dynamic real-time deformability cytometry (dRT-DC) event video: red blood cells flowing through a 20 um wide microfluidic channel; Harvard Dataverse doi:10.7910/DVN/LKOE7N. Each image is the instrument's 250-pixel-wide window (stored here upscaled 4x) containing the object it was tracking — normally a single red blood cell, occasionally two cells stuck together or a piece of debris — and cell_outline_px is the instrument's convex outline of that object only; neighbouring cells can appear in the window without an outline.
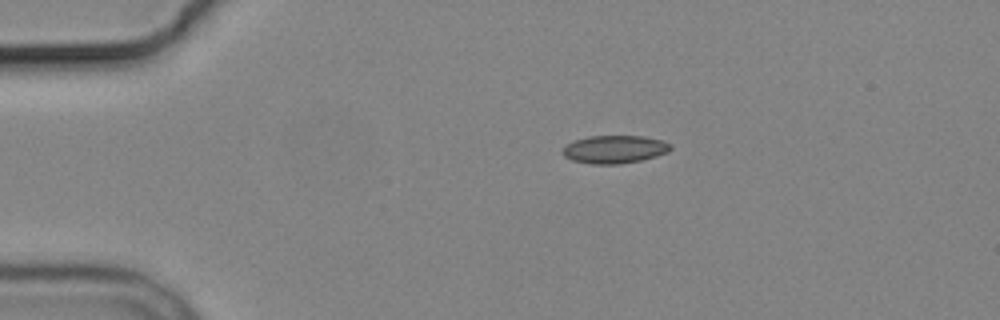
{"species": "common noctule bat (a hibernating species)", "species_latin": "Nyctalus noctula", "temperature_condition": "cold", "stored_images_in_passage": 5, "camera_frame_rate_fps": 3000, "um_per_image_px": 0.085, "animal": {"sex": "male", "body_mass_g": 19.2, "forearm_length_mm": 51.8}, "frame": {"image": 1, "passage_image": 1, "time_ms": 0.0, "image_size_px": [1000, 320], "cell_outline_px": [[672, 148], [668, 152], [656, 156], [640, 160], [620, 164], [592, 164], [572, 160], [564, 156], [560, 152], [564, 144], [572, 140], [588, 136], [644, 136], [664, 140], [672, 144]], "centroid_in_image_um": [52.21, 12.68], "position_along_channel_um": 32.8, "area_um2": 17.92}}
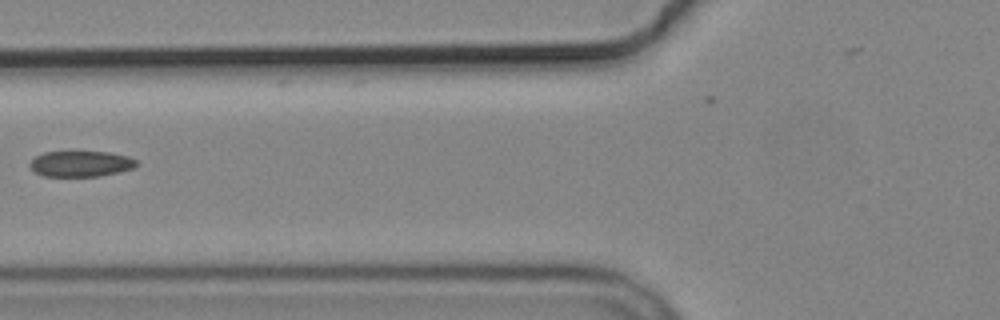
{"frame": {"image": 2, "passage_image": 4, "time_ms": 3.667, "image_size_px": [1000, 320], "cell_outline_px": [[140, 164], [132, 168], [100, 176], [44, 176], [36, 172], [28, 164], [36, 156], [44, 152], [108, 152], [128, 156], [136, 160]], "centroid_in_image_um": [6.88, 13.92], "position_along_channel_um": 118.9, "area_um2": 15.84}}
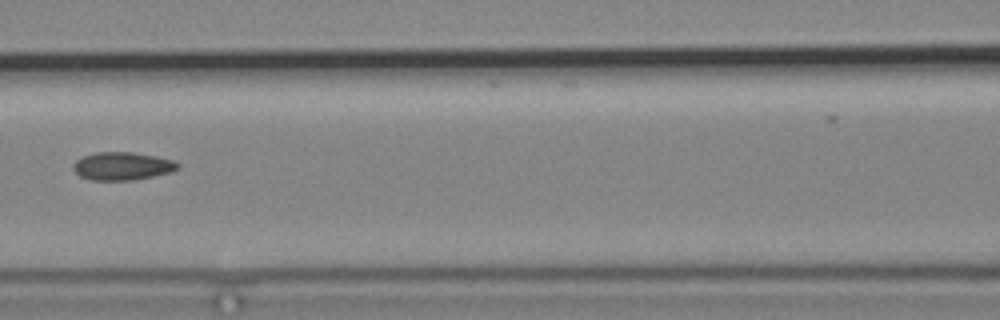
{"frame": {"image": 3, "passage_image": 5, "time_ms": 4.667, "image_size_px": [1000, 320], "cell_outline_px": [[180, 168], [172, 172], [132, 180], [88, 180], [80, 176], [72, 168], [72, 164], [76, 160], [84, 156], [96, 152], [132, 152], [156, 156], [176, 160], [180, 164]], "centroid_in_image_um": [10.42, 14.11], "position_along_channel_um": 156.2, "area_um2": 17.22}}